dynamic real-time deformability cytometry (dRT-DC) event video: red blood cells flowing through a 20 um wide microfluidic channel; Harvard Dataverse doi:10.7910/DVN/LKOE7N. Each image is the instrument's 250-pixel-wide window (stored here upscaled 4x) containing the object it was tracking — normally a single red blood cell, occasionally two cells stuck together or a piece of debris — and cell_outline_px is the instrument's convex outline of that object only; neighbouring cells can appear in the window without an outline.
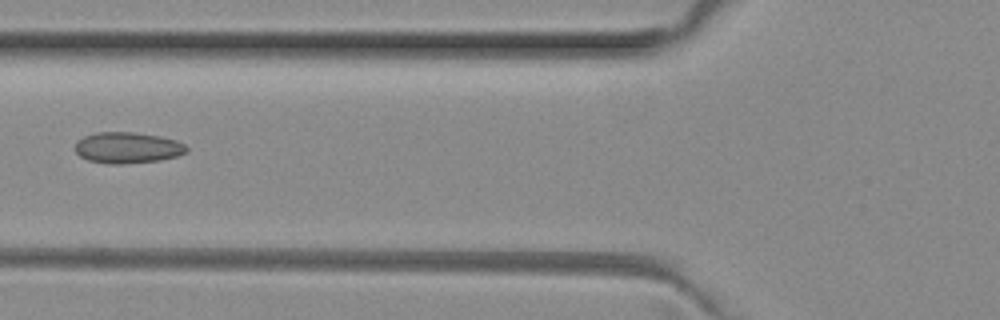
{"species": "common noctule bat (a hibernating species)", "species_latin": "Nyctalus noctula", "temperature_condition": "room temperature", "stored_images_in_passage": 3, "camera_frame_rate_fps": 3000, "um_per_image_px": 0.085, "animal": {"sex": "female", "body_mass_g": 29.2, "forearm_length_mm": 56.3}, "frame": {"image": 1, "passage_image": 2, "time_ms": 0.333, "image_size_px": [1000, 320], "cell_outline_px": [[188, 152], [176, 156], [160, 160], [124, 164], [108, 164], [88, 160], [80, 156], [76, 152], [76, 140], [84, 136], [96, 132], [132, 132], [160, 136], [176, 140], [184, 144], [188, 148]], "centroid_in_image_um": [10.84, 12.55], "position_along_channel_um": 115.0, "area_um2": 20.29}}
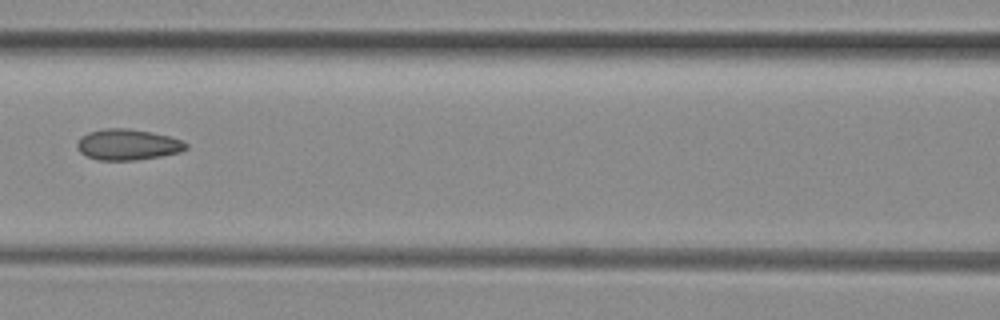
{"frame": {"image": 2, "passage_image": 3, "time_ms": 0.667, "image_size_px": [1000, 320], "cell_outline_px": [[188, 148], [180, 152], [160, 156], [136, 160], [100, 160], [88, 156], [80, 152], [76, 148], [76, 144], [80, 136], [88, 132], [104, 128], [128, 128], [152, 132], [168, 136], [180, 140], [188, 144]], "centroid_in_image_um": [10.83, 12.28], "position_along_channel_um": 155.8, "area_um2": 19.65}}